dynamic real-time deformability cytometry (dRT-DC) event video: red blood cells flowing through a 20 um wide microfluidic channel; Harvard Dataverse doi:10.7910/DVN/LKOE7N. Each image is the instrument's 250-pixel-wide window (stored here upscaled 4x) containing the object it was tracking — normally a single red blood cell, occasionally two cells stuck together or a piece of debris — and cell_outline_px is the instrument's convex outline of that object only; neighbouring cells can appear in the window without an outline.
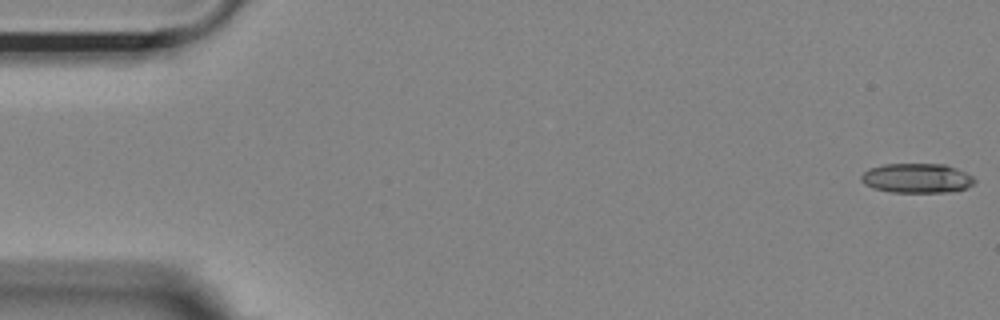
{"species": "Egyptian fruit bat (a non-hibernating species)", "species_latin": "Rousettus aegyptiacus", "temperature_condition": "room temperature", "stored_images_in_passage": 54, "camera_frame_rate_fps": 3000, "um_per_image_px": 0.085, "animal": {"sex": "female"}, "frame": {"image": 1, "passage_image": 1, "time_ms": 0.0, "image_size_px": [1000, 320], "cell_outline_px": [[976, 180], [972, 184], [964, 188], [948, 192], [888, 192], [872, 188], [864, 184], [860, 180], [860, 176], [868, 168], [884, 164], [944, 164], [956, 168], [972, 176]], "centroid_in_image_um": [77.87, 15.14], "position_along_channel_um": 7.1, "area_um2": 19.54}}
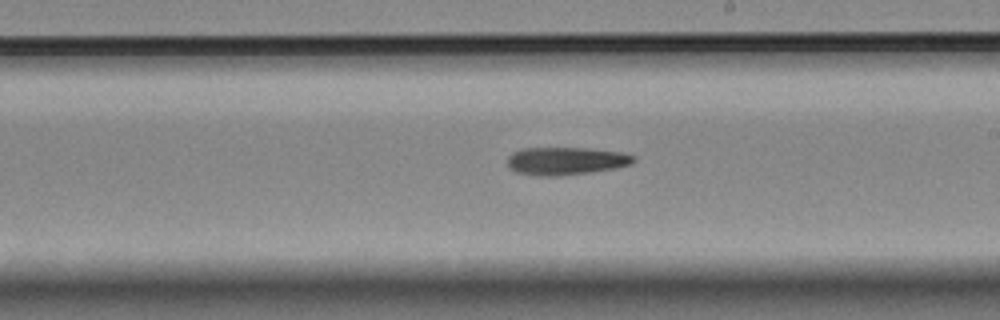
{"frame": {"image": 2, "passage_image": 31, "time_ms": 10.0, "image_size_px": [1000, 320], "cell_outline_px": [[636, 160], [632, 164], [616, 168], [592, 172], [560, 176], [536, 176], [516, 172], [508, 168], [508, 156], [512, 152], [524, 148], [588, 148], [620, 152], [632, 156]], "centroid_in_image_um": [48.07, 13.69], "position_along_channel_um": 240.9, "area_um2": 20.58}}
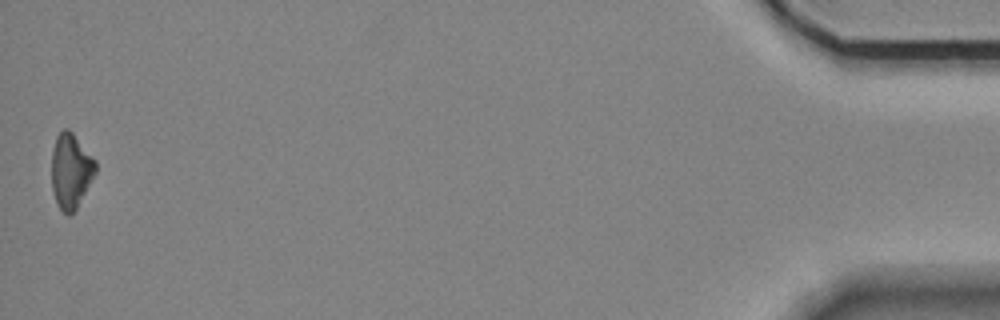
{"frame": {"image": 3, "passage_image": 54, "time_ms": 17.667, "image_size_px": [1000, 320], "cell_outline_px": [[96, 172], [76, 208], [68, 216], [56, 204], [52, 188], [52, 152], [56, 136], [64, 128], [68, 128], [72, 132], [96, 160]], "centroid_in_image_um": [6.01, 14.5], "position_along_channel_um": 429.2, "area_um2": 19.02}, "authors_computed_cell_mechanics": {"area_um2": 19.9699, "velocity_mm_per_s": 3.6696, "shape_relaxation_time_tau1_ms": 6.0917, "shape_relaxation_time_tau2_ms": null, "deformation_change_tau1": 0.1461, "deformation_change_tau2": null}}